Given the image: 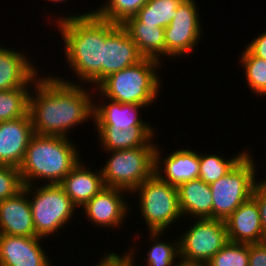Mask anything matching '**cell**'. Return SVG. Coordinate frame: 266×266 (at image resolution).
<instances>
[{
    "instance_id": "6da1fadb",
    "label": "cell",
    "mask_w": 266,
    "mask_h": 266,
    "mask_svg": "<svg viewBox=\"0 0 266 266\" xmlns=\"http://www.w3.org/2000/svg\"><path fill=\"white\" fill-rule=\"evenodd\" d=\"M45 75L39 74L29 94L34 134L68 137L73 128L93 121L94 87Z\"/></svg>"
},
{
    "instance_id": "7a4b0ae2",
    "label": "cell",
    "mask_w": 266,
    "mask_h": 266,
    "mask_svg": "<svg viewBox=\"0 0 266 266\" xmlns=\"http://www.w3.org/2000/svg\"><path fill=\"white\" fill-rule=\"evenodd\" d=\"M86 12V13H85ZM82 14L59 15L52 20L60 33L69 70L74 72L77 81L63 76H54L72 84H84L94 88L103 80V54L106 40V19L93 10ZM88 84V85H87ZM91 84V85H90Z\"/></svg>"
},
{
    "instance_id": "3957f363",
    "label": "cell",
    "mask_w": 266,
    "mask_h": 266,
    "mask_svg": "<svg viewBox=\"0 0 266 266\" xmlns=\"http://www.w3.org/2000/svg\"><path fill=\"white\" fill-rule=\"evenodd\" d=\"M79 152L70 137L34 134L19 167L23 185H37L45 180L46 184H60L84 159Z\"/></svg>"
},
{
    "instance_id": "277c9868",
    "label": "cell",
    "mask_w": 266,
    "mask_h": 266,
    "mask_svg": "<svg viewBox=\"0 0 266 266\" xmlns=\"http://www.w3.org/2000/svg\"><path fill=\"white\" fill-rule=\"evenodd\" d=\"M162 63L156 59L143 58L137 64L108 75L95 88L105 98L123 104L138 103L148 108L156 103L162 90L158 73Z\"/></svg>"
},
{
    "instance_id": "5b68a950",
    "label": "cell",
    "mask_w": 266,
    "mask_h": 266,
    "mask_svg": "<svg viewBox=\"0 0 266 266\" xmlns=\"http://www.w3.org/2000/svg\"><path fill=\"white\" fill-rule=\"evenodd\" d=\"M23 189L28 193L37 237L49 239L73 222L72 217L78 208L60 184L44 182L42 186L28 185Z\"/></svg>"
},
{
    "instance_id": "8992f818",
    "label": "cell",
    "mask_w": 266,
    "mask_h": 266,
    "mask_svg": "<svg viewBox=\"0 0 266 266\" xmlns=\"http://www.w3.org/2000/svg\"><path fill=\"white\" fill-rule=\"evenodd\" d=\"M134 193L138 195V212L145 221L148 232L168 231L175 222L184 218L179 207L177 187L161 180L155 173L131 195Z\"/></svg>"
},
{
    "instance_id": "52a82bcc",
    "label": "cell",
    "mask_w": 266,
    "mask_h": 266,
    "mask_svg": "<svg viewBox=\"0 0 266 266\" xmlns=\"http://www.w3.org/2000/svg\"><path fill=\"white\" fill-rule=\"evenodd\" d=\"M156 145L107 151L109 158L100 168L105 187L130 194L154 174Z\"/></svg>"
},
{
    "instance_id": "ba28073f",
    "label": "cell",
    "mask_w": 266,
    "mask_h": 266,
    "mask_svg": "<svg viewBox=\"0 0 266 266\" xmlns=\"http://www.w3.org/2000/svg\"><path fill=\"white\" fill-rule=\"evenodd\" d=\"M248 152L225 176L210 184L213 219L225 221L253 193L258 165ZM255 162V163H254Z\"/></svg>"
},
{
    "instance_id": "9c48e42d",
    "label": "cell",
    "mask_w": 266,
    "mask_h": 266,
    "mask_svg": "<svg viewBox=\"0 0 266 266\" xmlns=\"http://www.w3.org/2000/svg\"><path fill=\"white\" fill-rule=\"evenodd\" d=\"M178 239L180 262L197 266H204L229 242L225 221L212 218L194 219Z\"/></svg>"
},
{
    "instance_id": "30bf717a",
    "label": "cell",
    "mask_w": 266,
    "mask_h": 266,
    "mask_svg": "<svg viewBox=\"0 0 266 266\" xmlns=\"http://www.w3.org/2000/svg\"><path fill=\"white\" fill-rule=\"evenodd\" d=\"M196 3L195 0H183L177 8V16L165 28L166 58L174 60L183 56L187 58V55L196 50L195 47L204 36L199 6Z\"/></svg>"
},
{
    "instance_id": "8fae6325",
    "label": "cell",
    "mask_w": 266,
    "mask_h": 266,
    "mask_svg": "<svg viewBox=\"0 0 266 266\" xmlns=\"http://www.w3.org/2000/svg\"><path fill=\"white\" fill-rule=\"evenodd\" d=\"M125 194L130 193L120 188H103L82 207L83 217H86L85 220L87 219L89 223L96 225L94 227L115 230L122 228L131 208L125 198L128 195Z\"/></svg>"
},
{
    "instance_id": "7c38bea8",
    "label": "cell",
    "mask_w": 266,
    "mask_h": 266,
    "mask_svg": "<svg viewBox=\"0 0 266 266\" xmlns=\"http://www.w3.org/2000/svg\"><path fill=\"white\" fill-rule=\"evenodd\" d=\"M143 58L125 28L106 20L103 79L112 73L137 64Z\"/></svg>"
},
{
    "instance_id": "4fadbf2b",
    "label": "cell",
    "mask_w": 266,
    "mask_h": 266,
    "mask_svg": "<svg viewBox=\"0 0 266 266\" xmlns=\"http://www.w3.org/2000/svg\"><path fill=\"white\" fill-rule=\"evenodd\" d=\"M42 241L40 237L0 234V266H54Z\"/></svg>"
},
{
    "instance_id": "5bb4252c",
    "label": "cell",
    "mask_w": 266,
    "mask_h": 266,
    "mask_svg": "<svg viewBox=\"0 0 266 266\" xmlns=\"http://www.w3.org/2000/svg\"><path fill=\"white\" fill-rule=\"evenodd\" d=\"M99 93V94H97ZM94 114L93 124L95 129H117L128 130L137 125H150V121L145 122L141 117L140 110L145 109L146 106L138 103L123 104L118 101L105 98L96 88L94 93ZM99 96L101 97L99 98ZM98 98V99H97ZM99 103H97V100ZM106 99V100H105ZM140 116V117H139ZM148 123V124H147Z\"/></svg>"
},
{
    "instance_id": "9a60e30c",
    "label": "cell",
    "mask_w": 266,
    "mask_h": 266,
    "mask_svg": "<svg viewBox=\"0 0 266 266\" xmlns=\"http://www.w3.org/2000/svg\"><path fill=\"white\" fill-rule=\"evenodd\" d=\"M157 144L155 149L154 173L163 181L178 187L180 184L197 179L199 175V153L187 148H179L166 154ZM160 149V150H159ZM162 151V152H161ZM163 161V162H162Z\"/></svg>"
},
{
    "instance_id": "2e32d148",
    "label": "cell",
    "mask_w": 266,
    "mask_h": 266,
    "mask_svg": "<svg viewBox=\"0 0 266 266\" xmlns=\"http://www.w3.org/2000/svg\"><path fill=\"white\" fill-rule=\"evenodd\" d=\"M34 135L30 114L0 122V164L19 168Z\"/></svg>"
},
{
    "instance_id": "e0dca14e",
    "label": "cell",
    "mask_w": 266,
    "mask_h": 266,
    "mask_svg": "<svg viewBox=\"0 0 266 266\" xmlns=\"http://www.w3.org/2000/svg\"><path fill=\"white\" fill-rule=\"evenodd\" d=\"M13 49L0 45V91L32 87L41 73L23 51Z\"/></svg>"
},
{
    "instance_id": "ac0fdd59",
    "label": "cell",
    "mask_w": 266,
    "mask_h": 266,
    "mask_svg": "<svg viewBox=\"0 0 266 266\" xmlns=\"http://www.w3.org/2000/svg\"><path fill=\"white\" fill-rule=\"evenodd\" d=\"M0 234L37 237L28 193L24 189L0 201Z\"/></svg>"
},
{
    "instance_id": "d6986e66",
    "label": "cell",
    "mask_w": 266,
    "mask_h": 266,
    "mask_svg": "<svg viewBox=\"0 0 266 266\" xmlns=\"http://www.w3.org/2000/svg\"><path fill=\"white\" fill-rule=\"evenodd\" d=\"M229 241L242 244L266 242L262 230L258 204L251 196L243 202L226 220Z\"/></svg>"
},
{
    "instance_id": "ffe728a7",
    "label": "cell",
    "mask_w": 266,
    "mask_h": 266,
    "mask_svg": "<svg viewBox=\"0 0 266 266\" xmlns=\"http://www.w3.org/2000/svg\"><path fill=\"white\" fill-rule=\"evenodd\" d=\"M91 169L81 160L60 183L65 194L79 209L105 188L101 169Z\"/></svg>"
},
{
    "instance_id": "44dd1931",
    "label": "cell",
    "mask_w": 266,
    "mask_h": 266,
    "mask_svg": "<svg viewBox=\"0 0 266 266\" xmlns=\"http://www.w3.org/2000/svg\"><path fill=\"white\" fill-rule=\"evenodd\" d=\"M179 207L182 216L192 219H213V199L210 185L201 179H193L178 187Z\"/></svg>"
},
{
    "instance_id": "7402d4cb",
    "label": "cell",
    "mask_w": 266,
    "mask_h": 266,
    "mask_svg": "<svg viewBox=\"0 0 266 266\" xmlns=\"http://www.w3.org/2000/svg\"><path fill=\"white\" fill-rule=\"evenodd\" d=\"M155 129L152 125H137L128 130L96 129V134H98V143L102 145L100 147L105 153L144 147L145 145H157V142H154V139H157L155 136L157 130Z\"/></svg>"
},
{
    "instance_id": "603a6c76",
    "label": "cell",
    "mask_w": 266,
    "mask_h": 266,
    "mask_svg": "<svg viewBox=\"0 0 266 266\" xmlns=\"http://www.w3.org/2000/svg\"><path fill=\"white\" fill-rule=\"evenodd\" d=\"M121 25L128 32L144 58H152L162 62L165 56V28L144 24L136 16L128 18Z\"/></svg>"
},
{
    "instance_id": "cb8c5ba5",
    "label": "cell",
    "mask_w": 266,
    "mask_h": 266,
    "mask_svg": "<svg viewBox=\"0 0 266 266\" xmlns=\"http://www.w3.org/2000/svg\"><path fill=\"white\" fill-rule=\"evenodd\" d=\"M147 235H149L148 241H151V246L148 252H145L147 254L144 258L145 266H178L181 263L178 238L169 242L162 239L165 232H149Z\"/></svg>"
},
{
    "instance_id": "d4e9b609",
    "label": "cell",
    "mask_w": 266,
    "mask_h": 266,
    "mask_svg": "<svg viewBox=\"0 0 266 266\" xmlns=\"http://www.w3.org/2000/svg\"><path fill=\"white\" fill-rule=\"evenodd\" d=\"M247 149L230 158H225L216 154L200 153L199 152V175L198 178L207 184L214 183L219 178L225 176L232 168L248 153Z\"/></svg>"
},
{
    "instance_id": "484cf974",
    "label": "cell",
    "mask_w": 266,
    "mask_h": 266,
    "mask_svg": "<svg viewBox=\"0 0 266 266\" xmlns=\"http://www.w3.org/2000/svg\"><path fill=\"white\" fill-rule=\"evenodd\" d=\"M183 0H148L135 15L142 23L166 28Z\"/></svg>"
},
{
    "instance_id": "4316f807",
    "label": "cell",
    "mask_w": 266,
    "mask_h": 266,
    "mask_svg": "<svg viewBox=\"0 0 266 266\" xmlns=\"http://www.w3.org/2000/svg\"><path fill=\"white\" fill-rule=\"evenodd\" d=\"M240 53L239 64L249 89L256 97L266 96V60L254 56L246 47Z\"/></svg>"
},
{
    "instance_id": "83f0119b",
    "label": "cell",
    "mask_w": 266,
    "mask_h": 266,
    "mask_svg": "<svg viewBox=\"0 0 266 266\" xmlns=\"http://www.w3.org/2000/svg\"><path fill=\"white\" fill-rule=\"evenodd\" d=\"M33 87L0 91V122L24 117L29 110V94Z\"/></svg>"
},
{
    "instance_id": "f1b7e54d",
    "label": "cell",
    "mask_w": 266,
    "mask_h": 266,
    "mask_svg": "<svg viewBox=\"0 0 266 266\" xmlns=\"http://www.w3.org/2000/svg\"><path fill=\"white\" fill-rule=\"evenodd\" d=\"M148 2V0H106L101 8L93 11L101 18L115 24H123L133 17Z\"/></svg>"
},
{
    "instance_id": "f546056e",
    "label": "cell",
    "mask_w": 266,
    "mask_h": 266,
    "mask_svg": "<svg viewBox=\"0 0 266 266\" xmlns=\"http://www.w3.org/2000/svg\"><path fill=\"white\" fill-rule=\"evenodd\" d=\"M204 266H249V244L229 241Z\"/></svg>"
},
{
    "instance_id": "4dcf8cb0",
    "label": "cell",
    "mask_w": 266,
    "mask_h": 266,
    "mask_svg": "<svg viewBox=\"0 0 266 266\" xmlns=\"http://www.w3.org/2000/svg\"><path fill=\"white\" fill-rule=\"evenodd\" d=\"M23 186L19 168L0 164V201L15 196Z\"/></svg>"
},
{
    "instance_id": "1f68e13d",
    "label": "cell",
    "mask_w": 266,
    "mask_h": 266,
    "mask_svg": "<svg viewBox=\"0 0 266 266\" xmlns=\"http://www.w3.org/2000/svg\"><path fill=\"white\" fill-rule=\"evenodd\" d=\"M129 247V251H124L123 254L117 253V251L106 252L105 255H103L99 262L95 266H135V262H137L135 257H137V247L134 246ZM135 250V251H134Z\"/></svg>"
},
{
    "instance_id": "d6a6232c",
    "label": "cell",
    "mask_w": 266,
    "mask_h": 266,
    "mask_svg": "<svg viewBox=\"0 0 266 266\" xmlns=\"http://www.w3.org/2000/svg\"><path fill=\"white\" fill-rule=\"evenodd\" d=\"M252 197L258 204L262 230L264 232V238L266 240V188L259 181L255 184Z\"/></svg>"
},
{
    "instance_id": "836d02e7",
    "label": "cell",
    "mask_w": 266,
    "mask_h": 266,
    "mask_svg": "<svg viewBox=\"0 0 266 266\" xmlns=\"http://www.w3.org/2000/svg\"><path fill=\"white\" fill-rule=\"evenodd\" d=\"M249 266H266V242L249 244Z\"/></svg>"
},
{
    "instance_id": "e575fe53",
    "label": "cell",
    "mask_w": 266,
    "mask_h": 266,
    "mask_svg": "<svg viewBox=\"0 0 266 266\" xmlns=\"http://www.w3.org/2000/svg\"><path fill=\"white\" fill-rule=\"evenodd\" d=\"M253 40L246 44V48L254 55L259 58L266 60V31H263L257 37L252 38Z\"/></svg>"
},
{
    "instance_id": "d590c367",
    "label": "cell",
    "mask_w": 266,
    "mask_h": 266,
    "mask_svg": "<svg viewBox=\"0 0 266 266\" xmlns=\"http://www.w3.org/2000/svg\"><path fill=\"white\" fill-rule=\"evenodd\" d=\"M48 1V0H47ZM67 0H49L48 2H52V3H55L56 2V4H57V2H58V4L59 3H62V2H66Z\"/></svg>"
},
{
    "instance_id": "8d00e7d4",
    "label": "cell",
    "mask_w": 266,
    "mask_h": 266,
    "mask_svg": "<svg viewBox=\"0 0 266 266\" xmlns=\"http://www.w3.org/2000/svg\"><path fill=\"white\" fill-rule=\"evenodd\" d=\"M264 177L265 178H262L259 182L266 188V176H264Z\"/></svg>"
},
{
    "instance_id": "74e56055",
    "label": "cell",
    "mask_w": 266,
    "mask_h": 266,
    "mask_svg": "<svg viewBox=\"0 0 266 266\" xmlns=\"http://www.w3.org/2000/svg\"><path fill=\"white\" fill-rule=\"evenodd\" d=\"M178 266H197V265H187V264L180 263Z\"/></svg>"
}]
</instances>
